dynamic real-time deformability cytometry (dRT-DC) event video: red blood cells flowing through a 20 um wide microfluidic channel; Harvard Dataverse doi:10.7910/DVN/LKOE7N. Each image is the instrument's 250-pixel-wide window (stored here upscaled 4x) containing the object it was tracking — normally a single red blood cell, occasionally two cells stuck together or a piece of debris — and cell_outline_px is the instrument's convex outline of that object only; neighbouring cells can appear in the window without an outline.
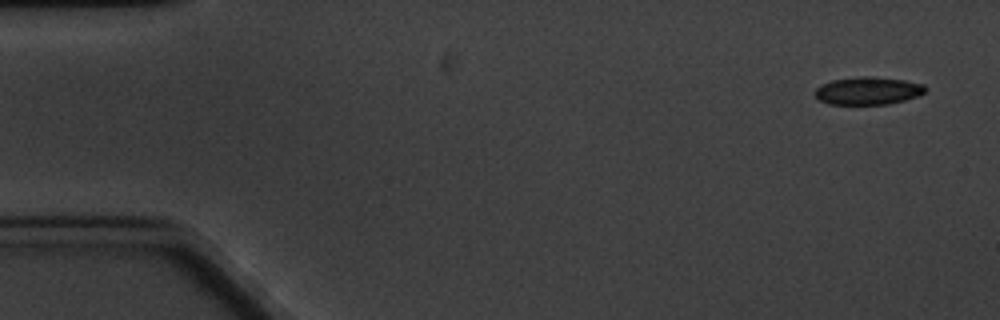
{"species": "common noctule bat (a hibernating species)", "species_latin": "Nyctalus noctula", "temperature_condition": "cold", "stored_images_in_passage": 5, "camera_frame_rate_fps": 3000, "um_per_image_px": 0.085, "animal": {"sex": "male", "body_mass_g": 20.1, "forearm_length_mm": 53.5}, "frame": {"image": 1, "passage_image": 1, "time_ms": 0.0, "image_size_px": [1000, 320], "cell_outline_px": [[928, 88], [924, 92], [916, 96], [904, 100], [888, 104], [828, 104], [820, 100], [812, 92], [820, 84], [832, 80], [864, 76], [868, 76], [904, 80], [924, 84]], "centroid_in_image_um": [73.75, 7.71], "position_along_channel_um": 11.3, "area_um2": 17.8}}
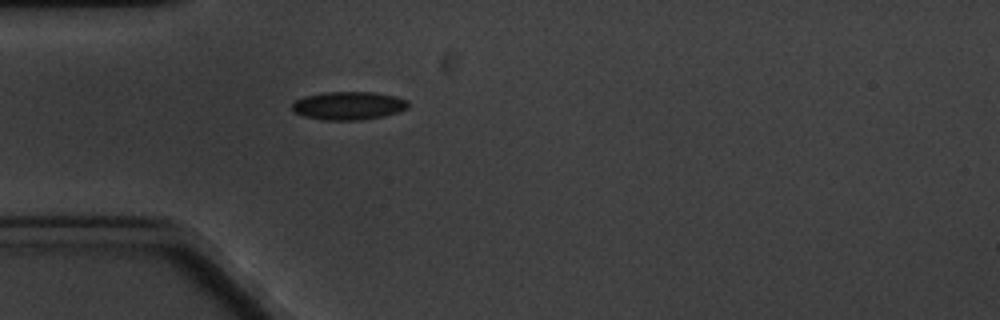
{"frame": {"image": 2, "passage_image": 5, "time_ms": 4.667, "image_size_px": [1000, 320], "cell_outline_px": [[408, 108], [384, 116], [360, 120], [320, 120], [304, 116], [296, 112], [292, 108], [292, 104], [296, 100], [304, 96], [324, 92], [372, 92], [396, 96], [408, 100]], "centroid_in_image_um": [29.63, 8.98], "position_along_channel_um": 55.4, "area_um2": 19.07}}